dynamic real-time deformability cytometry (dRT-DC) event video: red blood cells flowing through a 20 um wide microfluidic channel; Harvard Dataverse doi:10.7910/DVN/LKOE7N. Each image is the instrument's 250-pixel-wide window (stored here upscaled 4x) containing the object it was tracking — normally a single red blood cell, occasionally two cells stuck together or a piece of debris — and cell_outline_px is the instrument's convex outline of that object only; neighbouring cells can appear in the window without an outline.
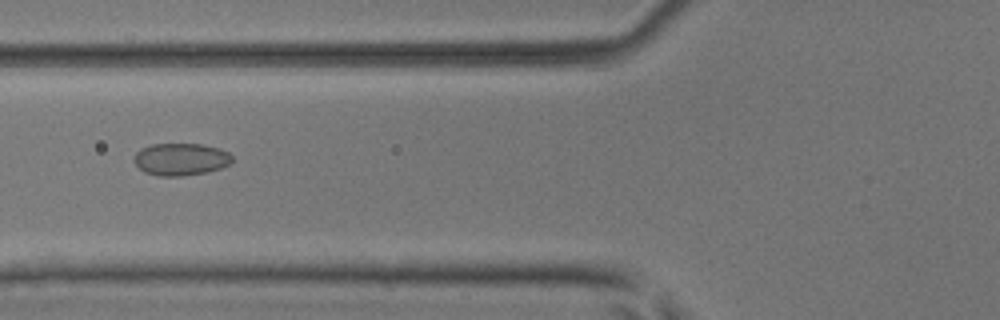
{"species": "common noctule bat (a hibernating species)", "species_latin": "Nyctalus noctula", "temperature_condition": "room temperature", "stored_images_in_passage": 7, "camera_frame_rate_fps": 3000, "um_per_image_px": 0.085, "animal": {"sex": "male", "body_mass_g": 17.9, "forearm_length_mm": 54.2}, "frame": {"image": 1, "passage_image": 6, "time_ms": 1.667, "image_size_px": [1000, 320], "cell_outline_px": [[232, 160], [228, 164], [220, 168], [204, 172], [180, 176], [160, 176], [144, 172], [132, 160], [136, 152], [140, 148], [152, 144], [204, 144], [220, 148], [228, 152], [232, 156]], "centroid_in_image_um": [15.34, 13.52], "position_along_channel_um": 110.5, "area_um2": 18.44}}
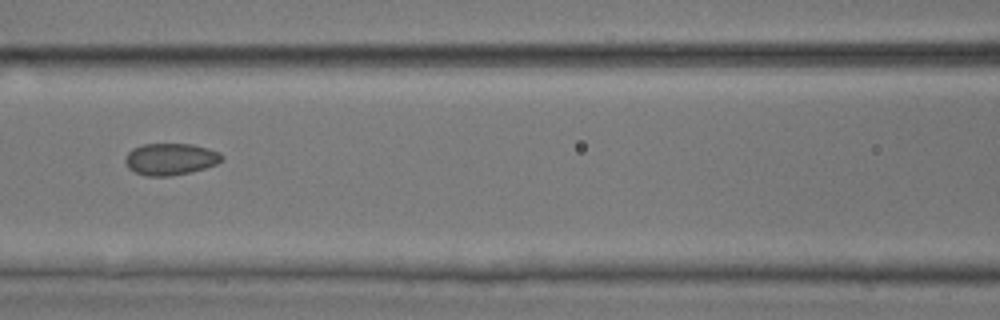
{"frame": {"image": 2, "passage_image": 7, "time_ms": 2.0, "image_size_px": [1000, 320], "cell_outline_px": [[224, 160], [216, 164], [192, 172], [172, 176], [148, 176], [136, 172], [128, 168], [124, 160], [128, 152], [132, 148], [144, 144], [192, 144], [208, 148], [220, 152], [224, 156]], "centroid_in_image_um": [14.51, 13.52], "position_along_channel_um": 152.1, "area_um2": 18.03}}